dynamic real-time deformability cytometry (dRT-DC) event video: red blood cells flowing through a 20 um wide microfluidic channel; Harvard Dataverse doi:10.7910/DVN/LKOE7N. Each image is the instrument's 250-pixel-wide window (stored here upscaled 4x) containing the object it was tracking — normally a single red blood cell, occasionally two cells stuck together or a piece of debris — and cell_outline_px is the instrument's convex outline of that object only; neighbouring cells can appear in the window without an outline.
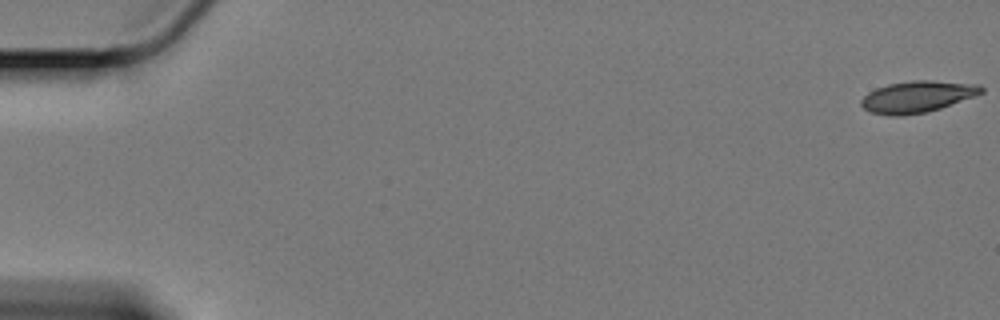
{"species": "Egyptian fruit bat (a non-hibernating species)", "species_latin": "Rousettus aegyptiacus", "temperature_condition": "cold", "stored_images_in_passage": 60, "camera_frame_rate_fps": 3000, "um_per_image_px": 0.085, "animal": {"sex": "female"}, "frame": {"image": 1, "passage_image": 1, "time_ms": 0.0, "image_size_px": [1000, 320], "cell_outline_px": [[984, 92], [976, 96], [928, 112], [904, 116], [888, 116], [868, 112], [860, 104], [860, 100], [868, 92], [876, 88], [888, 84], [912, 80], [932, 80], [980, 84], [984, 88]], "centroid_in_image_um": [77.97, 8.22], "position_along_channel_um": 7.0, "area_um2": 22.48}}
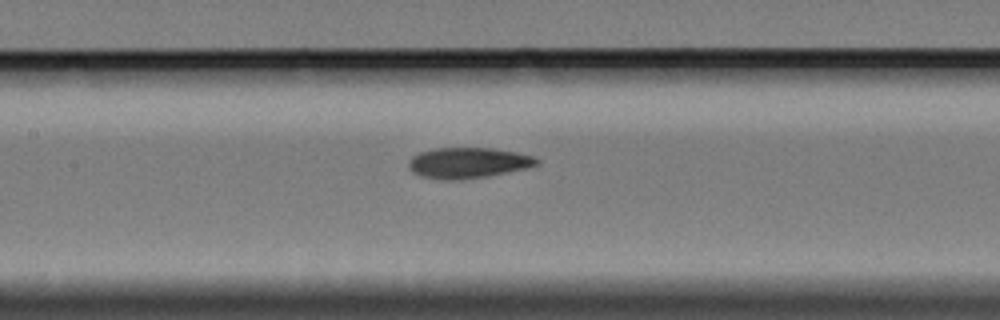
{"frame": {"image": 2, "passage_image": 29, "time_ms": 9.333, "image_size_px": [1000, 320], "cell_outline_px": [[540, 164], [528, 168], [488, 176], [460, 180], [440, 180], [420, 176], [412, 172], [408, 168], [408, 160], [412, 156], [420, 152], [432, 148], [492, 148], [516, 152], [536, 156], [540, 160]], "centroid_in_image_um": [39.79, 13.85], "position_along_channel_um": 167.6, "area_um2": 23.35}}
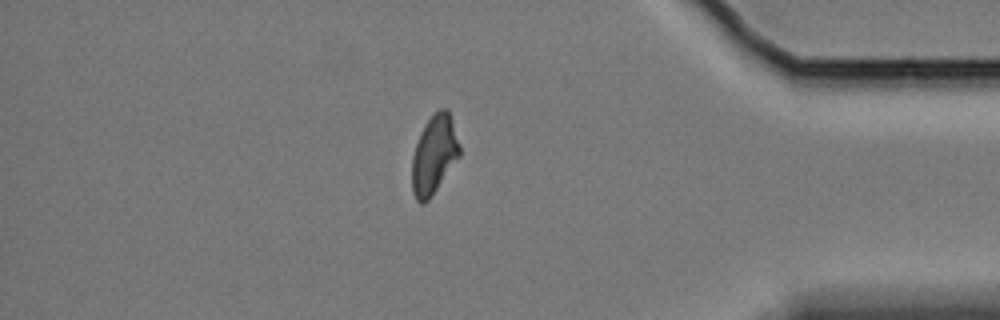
{"frame": {"image": 3, "passage_image": 52, "time_ms": 17.0, "image_size_px": [1000, 320], "cell_outline_px": [[460, 156], [428, 200], [424, 204], [420, 204], [416, 200], [412, 192], [412, 156], [420, 132], [424, 124], [440, 108], [448, 108], [460, 144]], "centroid_in_image_um": [36.89, 13.15], "position_along_channel_um": 398.3, "area_um2": 21.79}}